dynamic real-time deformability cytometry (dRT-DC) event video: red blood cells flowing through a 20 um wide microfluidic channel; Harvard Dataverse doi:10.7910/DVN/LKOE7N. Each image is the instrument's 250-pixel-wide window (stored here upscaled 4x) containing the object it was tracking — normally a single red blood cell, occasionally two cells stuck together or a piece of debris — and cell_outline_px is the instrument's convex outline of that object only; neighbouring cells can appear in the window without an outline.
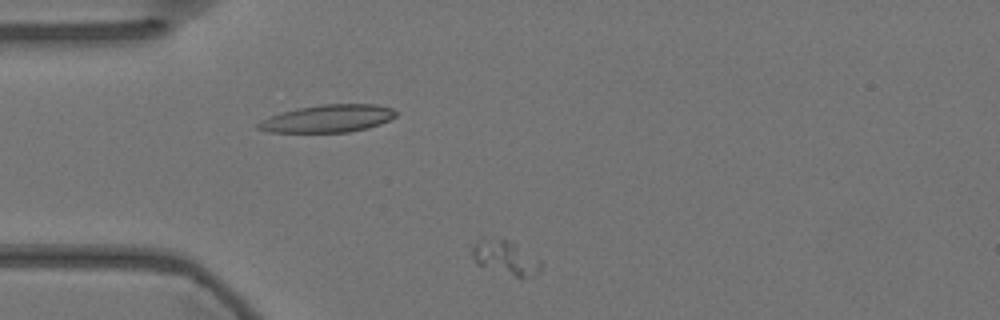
{"species": "Egyptian fruit bat (a non-hibernating species)", "species_latin": "Rousettus aegyptiacus", "temperature_condition": "warm", "stored_images_in_passage": 47, "camera_frame_rate_fps": 3000, "um_per_image_px": 0.085, "animal": {"sex": "female"}, "frame": {"image": 1, "passage_image": 2, "time_ms": 0.333, "image_size_px": [1000, 320], "cell_outline_px": [[544, 264], [540, 268], [524, 276], [516, 276], [476, 264], [472, 256], [472, 248], [480, 240], [512, 240], [540, 260]], "centroid_in_image_um": [42.96, 21.87], "position_along_channel_um": 42.0, "area_um2": 12.89}}
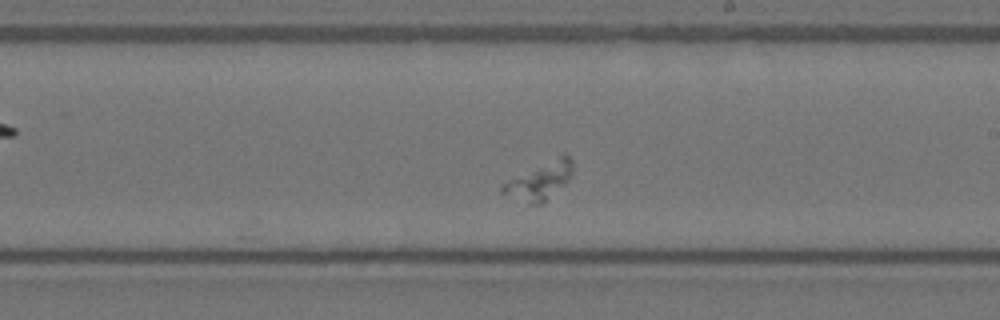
{"frame": {"image": 2, "passage_image": 22, "time_ms": 7.0, "image_size_px": [1000, 320], "cell_outline_px": [[572, 172], [568, 180], [540, 204], [532, 204], [500, 192], [500, 188], [504, 184], [564, 152], [572, 160]], "centroid_in_image_um": [45.93, 15.35], "position_along_channel_um": 243.1, "area_um2": 14.28}}
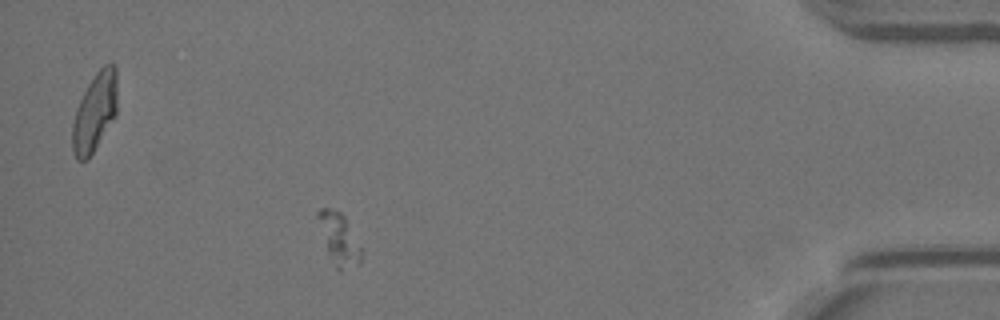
{"frame": {"image": 3, "passage_image": 41, "time_ms": 13.333, "image_size_px": [1000, 320], "cell_outline_px": [[364, 252], [360, 264], [340, 272], [336, 268], [328, 252], [316, 216], [316, 212], [320, 208], [328, 208], [340, 212], [344, 216]], "centroid_in_image_um": [28.85, 20.34], "position_along_channel_um": 406.3, "area_um2": 13.01}}